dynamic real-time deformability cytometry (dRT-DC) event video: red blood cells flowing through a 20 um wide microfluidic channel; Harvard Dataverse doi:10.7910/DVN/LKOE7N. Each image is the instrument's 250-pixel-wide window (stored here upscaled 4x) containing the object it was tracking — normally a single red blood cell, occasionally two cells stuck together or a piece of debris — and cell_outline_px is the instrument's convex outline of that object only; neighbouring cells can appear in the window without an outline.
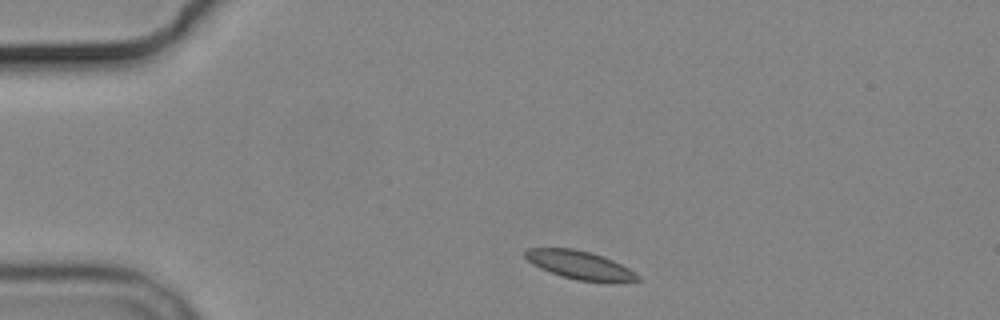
{"species": "common noctule bat (a hibernating species)", "species_latin": "Nyctalus noctula", "temperature_condition": "cold", "stored_images_in_passage": 3, "camera_frame_rate_fps": 3000, "um_per_image_px": 0.085, "animal": {"sex": "male", "body_mass_g": 19.2, "forearm_length_mm": 51.8}, "frame": {"image": 1, "passage_image": 1, "time_ms": 0.0, "image_size_px": [1000, 320], "cell_outline_px": [[640, 280], [576, 280], [540, 268], [532, 264], [524, 256], [524, 252], [528, 248], [572, 248], [604, 256], [628, 268], [640, 276]], "centroid_in_image_um": [49.2, 22.48], "position_along_channel_um": 35.8, "area_um2": 17.8}}
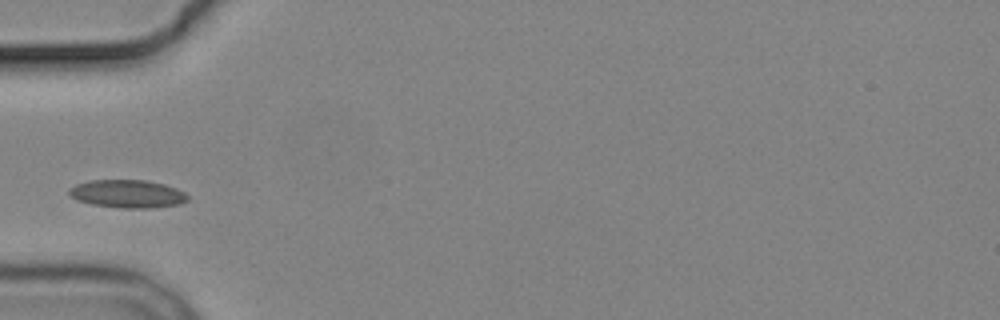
{"frame": {"image": 2, "passage_image": 3, "time_ms": 2.333, "image_size_px": [1000, 320], "cell_outline_px": [[188, 200], [180, 204], [152, 208], [120, 208], [92, 204], [76, 200], [68, 192], [68, 188], [76, 184], [92, 180], [148, 180], [164, 184], [176, 188], [184, 192], [188, 196]], "centroid_in_image_um": [10.84, 16.47], "position_along_channel_um": 74.2, "area_um2": 19.42}}